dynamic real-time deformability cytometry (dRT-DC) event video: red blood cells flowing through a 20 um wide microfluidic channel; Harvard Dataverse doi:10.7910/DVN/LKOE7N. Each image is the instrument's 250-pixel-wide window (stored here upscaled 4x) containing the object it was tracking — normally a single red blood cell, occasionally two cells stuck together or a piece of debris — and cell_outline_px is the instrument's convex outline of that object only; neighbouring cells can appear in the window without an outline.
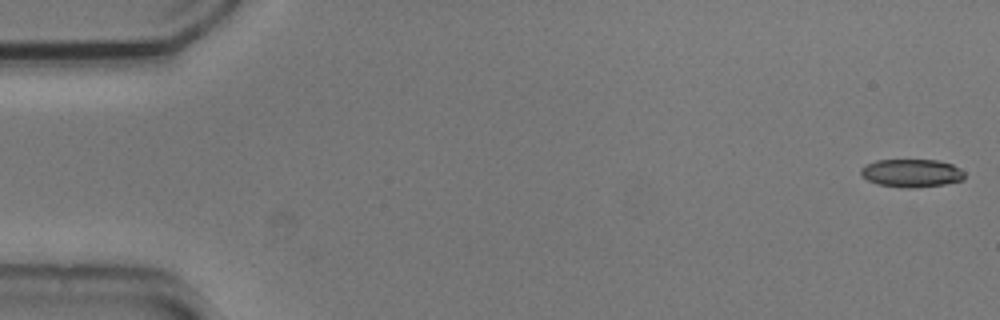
{"species": "common noctule bat (a hibernating species)", "species_latin": "Nyctalus noctula", "temperature_condition": "cold", "stored_images_in_passage": 42, "camera_frame_rate_fps": 3000, "um_per_image_px": 0.085, "animal": {"sex": "male", "body_mass_g": 20.5, "forearm_length_mm": 52.5}, "frame": {"image": 1, "passage_image": 1, "time_ms": 0.0, "image_size_px": [1000, 320], "cell_outline_px": [[964, 180], [944, 184], [876, 184], [868, 180], [860, 172], [860, 168], [876, 160], [936, 160], [952, 164], [960, 168], [964, 172]], "centroid_in_image_um": [77.51, 14.64], "position_along_channel_um": 7.5, "area_um2": 15.84}}
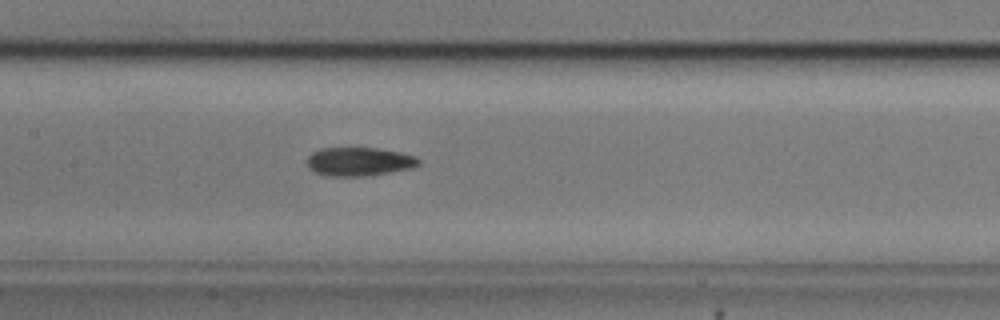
{"frame": {"image": 2, "passage_image": 26, "time_ms": 8.333, "image_size_px": [1000, 320], "cell_outline_px": [[420, 164], [412, 168], [392, 172], [368, 176], [332, 176], [316, 172], [308, 168], [308, 156], [312, 152], [320, 148], [380, 148], [400, 152], [416, 156], [420, 160]], "centroid_in_image_um": [30.56, 13.73], "position_along_channel_um": 176.8, "area_um2": 18.73}}
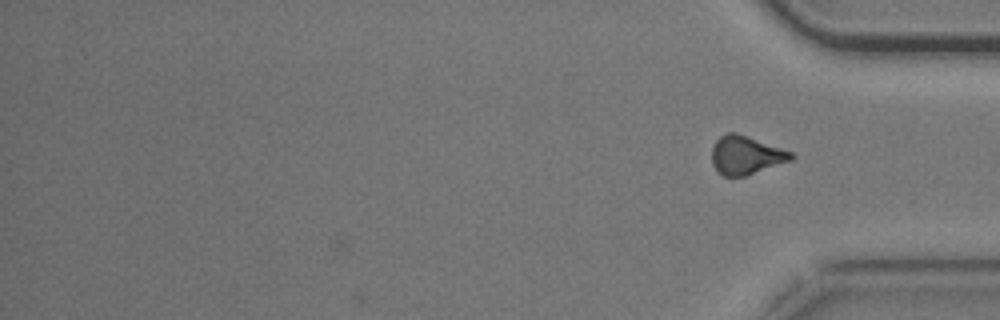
{"frame": {"image": 3, "passage_image": 42, "time_ms": 13.667, "image_size_px": [1000, 320], "cell_outline_px": [[796, 156], [792, 160], [744, 176], [724, 176], [716, 172], [712, 164], [712, 148], [716, 140], [720, 136], [728, 132], [736, 132], [748, 136], [792, 152]], "centroid_in_image_um": [63.38, 13.18], "position_along_channel_um": 371.8, "area_um2": 17.8}, "authors_computed_cell_mechanics": {"area_um2": 18.496, "velocity_mm_per_s": 3.7059, "shape_relaxation_time_tau1_ms": 2.5885, "shape_relaxation_time_tau2_ms": 6.2564, "deformation_change_tau1": 0.1122, "deformation_change_tau2": 0.1461}}